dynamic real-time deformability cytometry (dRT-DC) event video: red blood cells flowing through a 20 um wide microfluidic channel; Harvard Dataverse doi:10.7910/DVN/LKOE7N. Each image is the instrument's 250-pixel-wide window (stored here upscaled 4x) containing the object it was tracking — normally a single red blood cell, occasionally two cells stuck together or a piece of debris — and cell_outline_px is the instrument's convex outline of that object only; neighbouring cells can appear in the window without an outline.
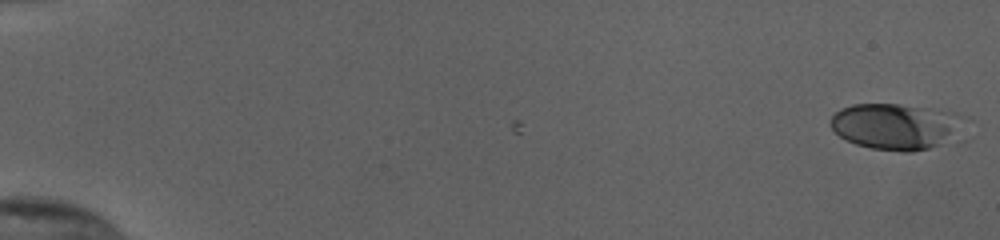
{"species": "human", "species_latin": "Homo sapiens", "temperature_condition": "cold", "stored_images_in_passage": 55, "camera_frame_rate_fps": 3000, "um_per_image_px": 0.085, "donor": {"sex": "female"}, "frame": {"image": 1, "passage_image": 1, "time_ms": 0.0, "image_size_px": [1000, 240], "cell_outline_px": [[972, 120], [964, 140], [912, 152], [904, 152], [872, 148], [856, 144], [840, 136], [832, 128], [832, 116], [840, 108], [852, 104], [900, 104], [956, 112], [972, 116]], "centroid_in_image_um": [76.48, 10.75], "position_along_channel_um": 8.5, "area_um2": 37.92}}
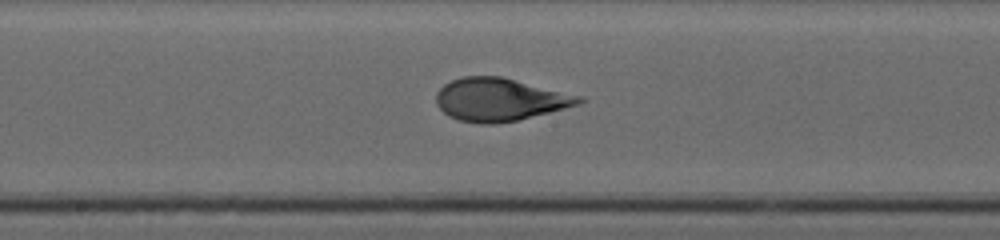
{"frame": {"image": 2, "passage_image": 31, "time_ms": 10.0, "image_size_px": [1000, 240], "cell_outline_px": [[584, 100], [580, 104], [516, 120], [496, 124], [480, 124], [460, 120], [448, 116], [436, 104], [436, 92], [444, 84], [452, 80], [464, 76], [500, 76], [584, 96]], "centroid_in_image_um": [42.47, 8.46], "position_along_channel_um": 205.7, "area_um2": 35.55}}
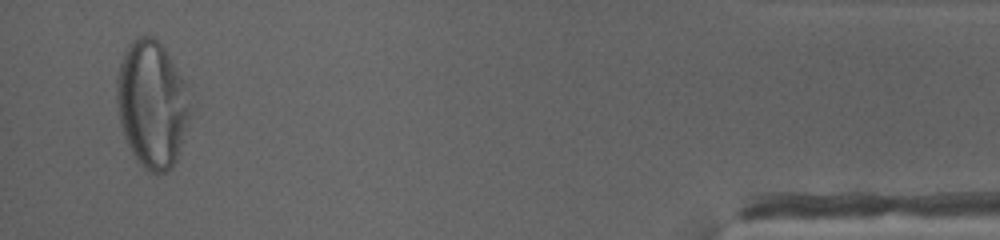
{"frame": {"image": 3, "passage_image": 53, "time_ms": 17.333, "image_size_px": [1000, 240], "cell_outline_px": [[188, 124], [176, 160], [164, 172], [152, 172], [144, 168], [136, 160], [124, 136], [120, 124], [116, 100], [116, 80], [120, 64], [124, 52], [128, 44], [136, 36], [152, 36], [164, 48], [184, 80], [188, 104]], "centroid_in_image_um": [12.87, 8.83], "position_along_channel_um": 422.3, "area_um2": 53.58}, "authors_computed_cell_mechanics": {"area_um2": 35.3158, "velocity_mm_per_s": 3.8329, "shape_relaxation_time_tau1_ms": 4.7116, "shape_relaxation_time_tau2_ms": null, "deformation_change_tau1": 0.2049, "deformation_change_tau2": null}}